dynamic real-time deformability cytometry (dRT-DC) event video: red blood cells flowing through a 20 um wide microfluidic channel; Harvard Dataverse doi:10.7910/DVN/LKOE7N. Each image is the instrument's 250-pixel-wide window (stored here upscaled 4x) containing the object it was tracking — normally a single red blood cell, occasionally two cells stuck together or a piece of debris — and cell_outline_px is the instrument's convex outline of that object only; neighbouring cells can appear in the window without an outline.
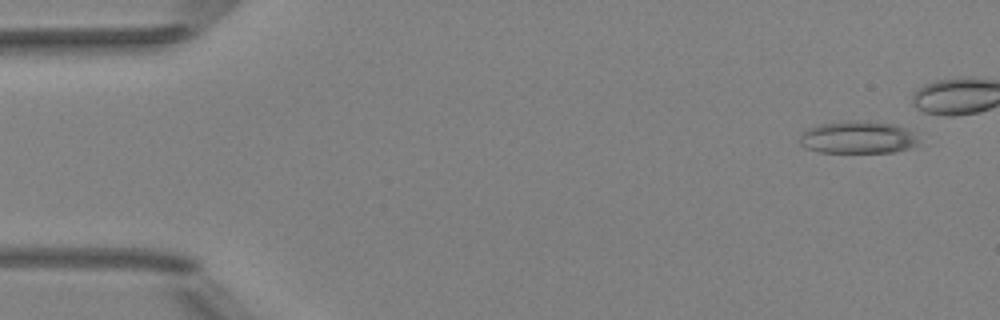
{"species": "Egyptian fruit bat (a non-hibernating species)", "species_latin": "Rousettus aegyptiacus", "temperature_condition": "room temperature", "stored_images_in_passage": 13, "camera_frame_rate_fps": 3000, "um_per_image_px": 0.085, "animal": {"sex": "female"}, "frame": {"image": 1, "passage_image": 3, "time_ms": 0.667, "image_size_px": [1000, 320], "cell_outline_px": [[916, 144], [912, 148], [896, 152], [820, 152], [804, 148], [800, 144], [800, 136], [808, 128], [820, 124], [844, 120], [864, 120], [892, 124], [904, 128], [912, 132], [916, 140]], "centroid_in_image_um": [72.87, 11.67], "position_along_channel_um": 12.1, "area_um2": 22.48}}